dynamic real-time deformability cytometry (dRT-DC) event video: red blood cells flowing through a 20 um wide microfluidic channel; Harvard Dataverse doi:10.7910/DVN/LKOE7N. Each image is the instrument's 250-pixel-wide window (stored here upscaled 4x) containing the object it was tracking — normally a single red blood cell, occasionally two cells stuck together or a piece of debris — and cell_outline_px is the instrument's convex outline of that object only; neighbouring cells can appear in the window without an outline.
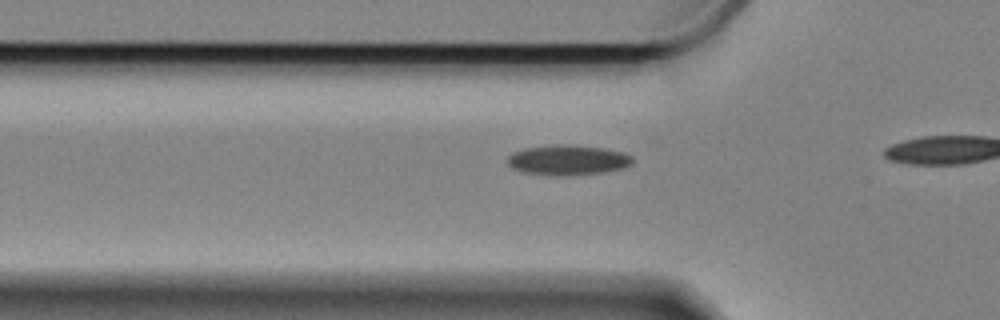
{"species": "Egyptian fruit bat (a non-hibernating species)", "species_latin": "Rousettus aegyptiacus", "temperature_condition": "cold", "stored_images_in_passage": 8, "camera_frame_rate_fps": 3000, "um_per_image_px": 0.085, "animal": {"sex": "female"}, "frame": {"image": 1, "passage_image": 2, "time_ms": 0.333, "image_size_px": [1000, 320], "cell_outline_px": [[632, 164], [624, 168], [604, 172], [560, 176], [556, 176], [524, 172], [512, 168], [508, 164], [508, 156], [512, 152], [524, 148], [556, 144], [572, 144], [604, 148], [624, 152], [632, 156]], "centroid_in_image_um": [48.27, 13.59], "position_along_channel_um": 77.5, "area_um2": 22.14}}
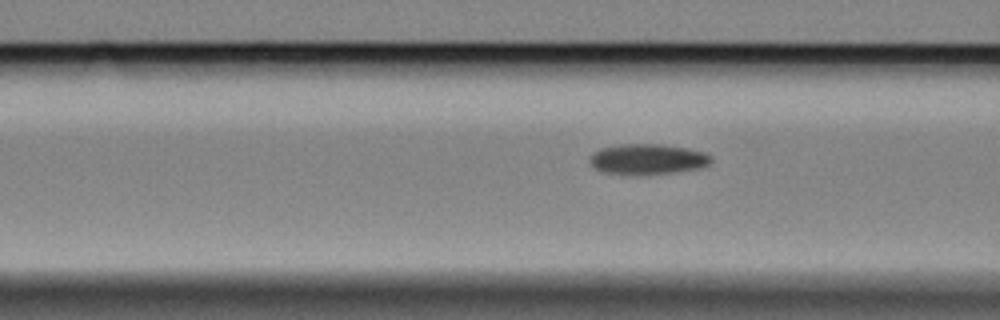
{"frame": {"image": 2, "passage_image": 5, "time_ms": 1.333, "image_size_px": [1000, 320], "cell_outline_px": [[712, 164], [700, 168], [676, 172], [640, 176], [636, 176], [604, 172], [596, 168], [588, 160], [592, 152], [600, 148], [620, 144], [660, 144], [688, 148], [704, 152], [712, 156]], "centroid_in_image_um": [55.06, 13.54], "position_along_channel_um": 111.5, "area_um2": 22.08}}